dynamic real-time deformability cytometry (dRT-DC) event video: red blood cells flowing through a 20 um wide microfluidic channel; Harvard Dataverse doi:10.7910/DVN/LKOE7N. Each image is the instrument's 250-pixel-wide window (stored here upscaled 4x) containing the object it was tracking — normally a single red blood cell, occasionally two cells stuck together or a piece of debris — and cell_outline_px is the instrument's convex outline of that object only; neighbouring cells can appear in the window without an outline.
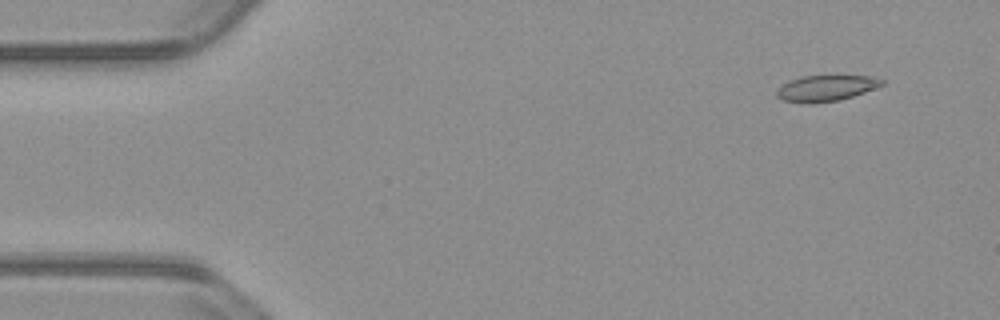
{"species": "common noctule bat (a hibernating species)", "species_latin": "Nyctalus noctula", "temperature_condition": "warm", "stored_images_in_passage": 51, "camera_frame_rate_fps": 3000, "um_per_image_px": 0.085, "animal": {"sex": "male", "body_mass_g": 23.1, "forearm_length_mm": 52.7}, "frame": {"image": 1, "passage_image": 1, "time_ms": 0.0, "image_size_px": [1000, 320], "cell_outline_px": [[884, 84], [864, 92], [840, 100], [808, 104], [784, 100], [776, 96], [776, 92], [788, 80], [800, 76], [872, 76], [884, 80]], "centroid_in_image_um": [70.2, 7.49], "position_along_channel_um": 14.8, "area_um2": 15.78}}
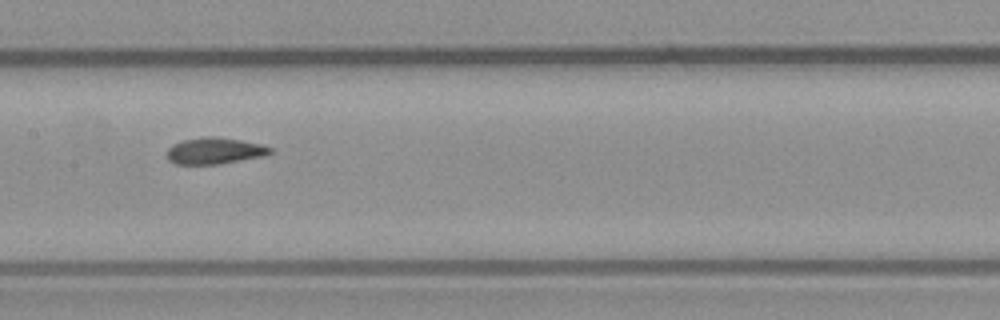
{"frame": {"image": 2, "passage_image": 23, "time_ms": 7.333, "image_size_px": [1000, 320], "cell_outline_px": [[272, 152], [264, 156], [220, 164], [176, 164], [168, 160], [168, 148], [172, 144], [184, 140], [204, 136], [216, 136], [264, 144], [272, 148]], "centroid_in_image_um": [18.27, 12.81], "position_along_channel_um": 189.1, "area_um2": 16.01}}
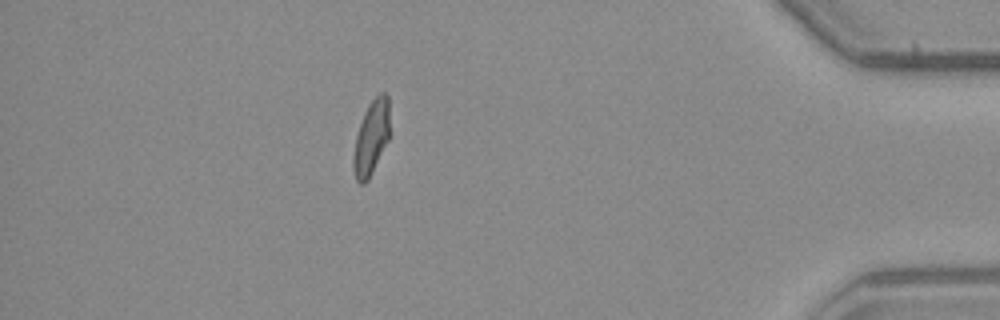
{"frame": {"image": 3, "passage_image": 44, "time_ms": 14.333, "image_size_px": [1000, 320], "cell_outline_px": [[388, 140], [368, 180], [364, 184], [360, 184], [356, 180], [352, 168], [352, 160], [356, 136], [364, 112], [368, 104], [380, 92], [384, 92], [388, 96]], "centroid_in_image_um": [31.53, 11.73], "position_along_channel_um": 403.7, "area_um2": 15.55}, "authors_computed_cell_mechanics": {"area_um2": 16.2996, "velocity_mm_per_s": 3.8083, "shape_relaxation_time_tau1_ms": null, "shape_relaxation_time_tau2_ms": 2.2625, "deformation_change_tau1": null, "deformation_change_tau2": 0.0796}}